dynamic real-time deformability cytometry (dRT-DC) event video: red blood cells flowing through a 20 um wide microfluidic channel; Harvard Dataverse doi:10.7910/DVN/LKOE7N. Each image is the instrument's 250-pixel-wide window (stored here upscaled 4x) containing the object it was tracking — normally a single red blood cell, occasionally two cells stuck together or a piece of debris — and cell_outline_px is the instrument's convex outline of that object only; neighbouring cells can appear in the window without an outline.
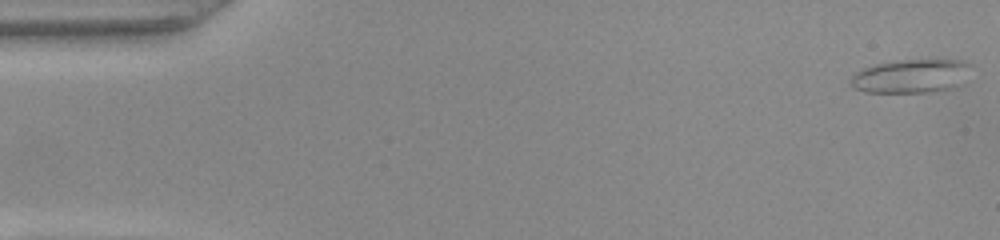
{"species": "common noctule bat (a hibernating species)", "species_latin": "Nyctalus noctula", "temperature_condition": "warm", "stored_images_in_passage": 50, "camera_frame_rate_fps": 3000, "um_per_image_px": 0.085, "animal": {"sex": "female", "body_mass_g": 22.0, "forearm_length_mm": 56.7}, "frame": {"image": 1, "passage_image": 1, "time_ms": 0.0, "image_size_px": [1000, 240], "cell_outline_px": [[972, 64], [960, 84], [956, 88], [928, 92], [864, 92], [856, 88], [852, 84], [852, 76], [860, 68], [876, 64], [896, 60], [960, 60]], "centroid_in_image_um": [77.44, 6.46], "position_along_channel_um": 7.6, "area_um2": 23.47}}
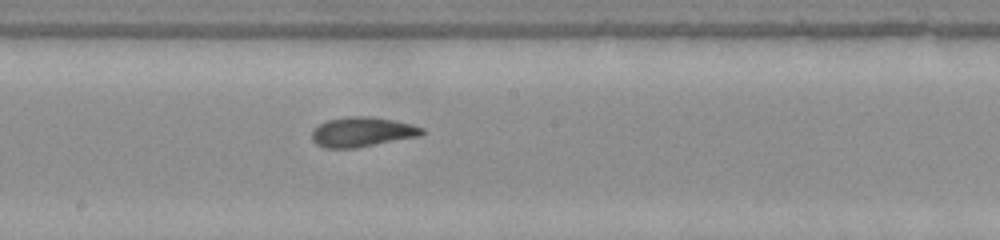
{"frame": {"image": 2, "passage_image": 27, "time_ms": 8.667, "image_size_px": [1000, 240], "cell_outline_px": [[424, 132], [420, 136], [356, 148], [324, 148], [316, 144], [312, 140], [312, 132], [320, 124], [328, 120], [344, 116], [372, 116], [396, 120], [412, 124], [424, 128]], "centroid_in_image_um": [30.8, 11.21], "position_along_channel_um": 217.4, "area_um2": 19.25}}
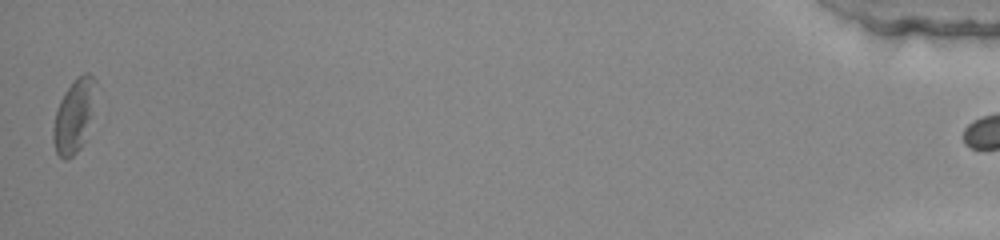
{"frame": {"image": 3, "passage_image": 50, "time_ms": 16.333, "image_size_px": [1000, 240], "cell_outline_px": [[96, 84], [80, 148], [68, 160], [64, 160], [56, 152], [52, 140], [52, 128], [56, 112], [60, 100], [64, 92], [76, 76], [84, 72], [88, 72], [96, 80]], "centroid_in_image_um": [6.2, 9.82], "position_along_channel_um": 429.0, "area_um2": 17.28}, "authors_computed_cell_mechanics": {"area_um2": 19.1607, "velocity_mm_per_s": 4.0318, "shape_relaxation_time_tau1_ms": 5.7927, "shape_relaxation_time_tau2_ms": 3.415, "deformation_change_tau1": 0.1983, "deformation_change_tau2": 0.1194}}